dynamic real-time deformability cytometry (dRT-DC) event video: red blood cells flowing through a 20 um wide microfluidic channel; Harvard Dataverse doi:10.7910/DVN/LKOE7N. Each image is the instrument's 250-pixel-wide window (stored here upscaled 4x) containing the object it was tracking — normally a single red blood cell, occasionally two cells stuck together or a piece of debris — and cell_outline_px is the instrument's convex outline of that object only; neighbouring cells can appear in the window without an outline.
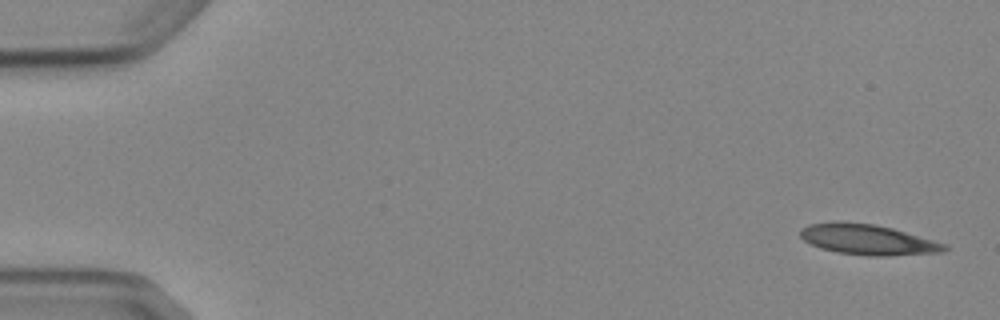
{"species": "Egyptian fruit bat (a non-hibernating species)", "species_latin": "Rousettus aegyptiacus", "temperature_condition": "cold", "stored_images_in_passage": 5, "camera_frame_rate_fps": 3000, "um_per_image_px": 0.085, "animal": {"sex": "female"}, "frame": {"image": 1, "passage_image": 1, "time_ms": 0.0, "image_size_px": [1000, 320], "cell_outline_px": [[948, 248], [944, 252], [884, 256], [868, 256], [836, 252], [820, 248], [804, 240], [800, 236], [800, 228], [808, 224], [832, 220], [836, 220], [876, 224], [892, 228], [948, 244]], "centroid_in_image_um": [73.73, 20.35], "position_along_channel_um": 11.3, "area_um2": 25.95}}
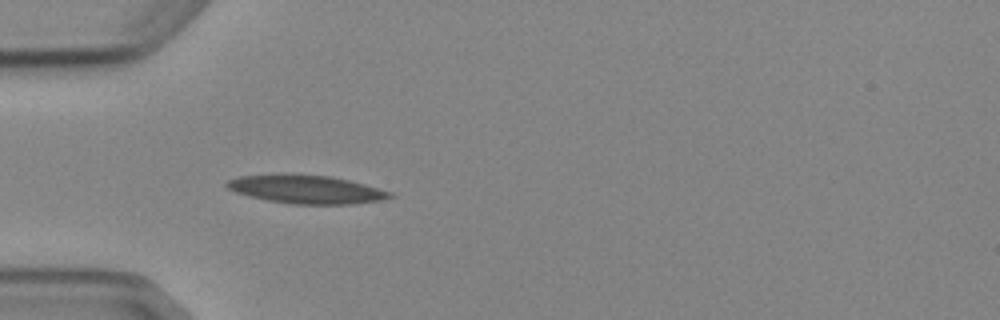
{"frame": {"image": 2, "passage_image": 5, "time_ms": 4.667, "image_size_px": [1000, 320], "cell_outline_px": [[396, 196], [380, 200], [352, 204], [292, 204], [268, 200], [248, 196], [236, 192], [228, 188], [224, 184], [228, 180], [240, 176], [280, 172], [284, 172], [332, 176], [364, 184], [392, 192]], "centroid_in_image_um": [25.99, 16.06], "position_along_channel_um": 59.0, "area_um2": 27.46}}